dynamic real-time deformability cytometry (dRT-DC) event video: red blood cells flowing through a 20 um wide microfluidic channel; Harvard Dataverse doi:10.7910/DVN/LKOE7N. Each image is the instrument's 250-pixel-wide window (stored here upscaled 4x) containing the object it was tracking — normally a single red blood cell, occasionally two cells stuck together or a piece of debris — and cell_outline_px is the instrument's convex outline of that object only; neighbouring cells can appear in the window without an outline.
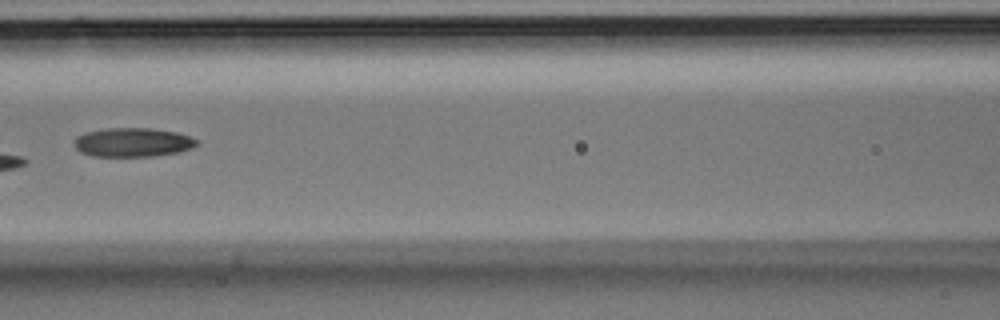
{"species": "Egyptian fruit bat (a non-hibernating species)", "species_latin": "Rousettus aegyptiacus", "temperature_condition": "room temperature", "stored_images_in_passage": 7, "camera_frame_rate_fps": 3000, "um_per_image_px": 0.085, "animal": {"sex": "male"}, "frame": {"image": 1, "passage_image": 6, "time_ms": 1.667, "image_size_px": [1000, 320], "cell_outline_px": [[200, 144], [192, 148], [180, 152], [152, 156], [92, 156], [80, 152], [76, 148], [76, 136], [84, 132], [104, 128], [148, 128], [176, 132], [200, 140]], "centroid_in_image_um": [11.31, 12.09], "position_along_channel_um": 155.3, "area_um2": 20.81}}
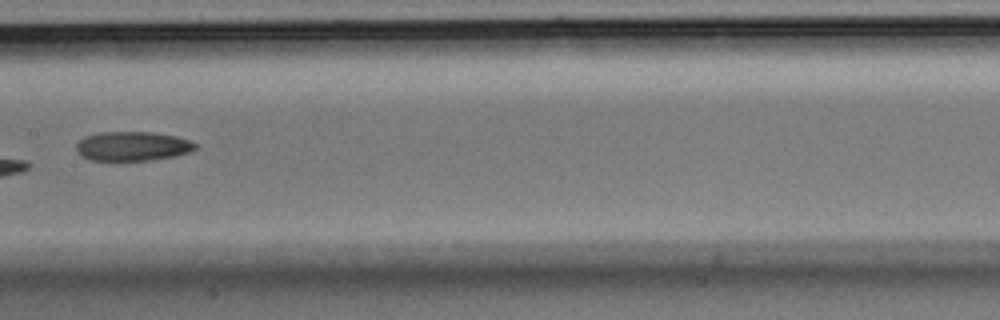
{"frame": {"image": 2, "passage_image": 7, "time_ms": 2.0, "image_size_px": [1000, 320], "cell_outline_px": [[196, 148], [188, 152], [176, 156], [152, 160], [92, 160], [84, 156], [76, 148], [76, 144], [84, 136], [100, 132], [152, 132], [176, 136], [188, 140], [196, 144]], "centroid_in_image_um": [11.28, 12.42], "position_along_channel_um": 196.1, "area_um2": 20.11}}